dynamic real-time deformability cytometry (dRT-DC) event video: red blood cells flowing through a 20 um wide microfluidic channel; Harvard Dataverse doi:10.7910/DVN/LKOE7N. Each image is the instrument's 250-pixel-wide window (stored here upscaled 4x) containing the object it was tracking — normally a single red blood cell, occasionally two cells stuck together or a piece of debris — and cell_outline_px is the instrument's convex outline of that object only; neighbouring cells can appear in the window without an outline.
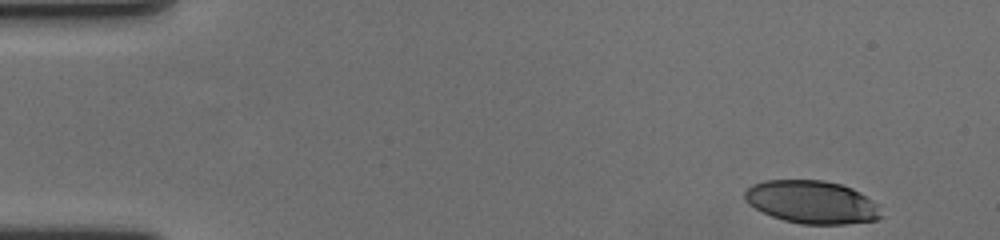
{"species": "human", "species_latin": "Homo sapiens", "temperature_condition": "cold", "stored_images_in_passage": 54, "camera_frame_rate_fps": 3000, "um_per_image_px": 0.085, "donor": {"sex": "female"}, "frame": {"image": 1, "passage_image": 1, "time_ms": 0.0, "image_size_px": [1000, 240], "cell_outline_px": [[884, 216], [876, 220], [844, 224], [800, 224], [784, 220], [772, 216], [748, 204], [744, 200], [744, 192], [752, 184], [764, 180], [824, 180], [840, 184], [852, 188], [860, 192], [880, 204]], "centroid_in_image_um": [69.05, 17.17], "position_along_channel_um": 15.9, "area_um2": 34.45}}
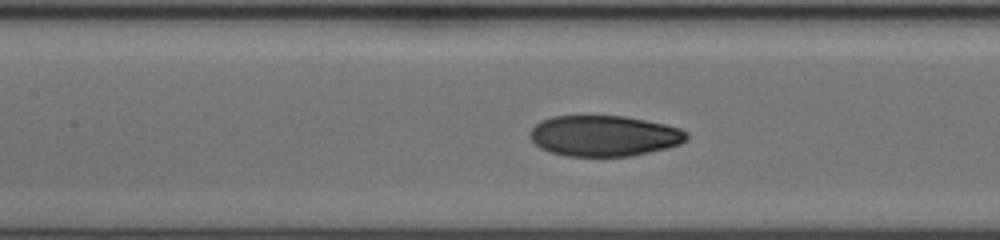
{"frame": {"image": 2, "passage_image": 23, "time_ms": 7.333, "image_size_px": [1000, 240], "cell_outline_px": [[688, 140], [680, 144], [632, 156], [568, 156], [548, 152], [540, 148], [528, 136], [528, 132], [540, 120], [552, 116], [624, 116], [664, 124], [680, 128], [688, 132]], "centroid_in_image_um": [51.32, 11.54], "position_along_channel_um": 156.1, "area_um2": 37.34}}
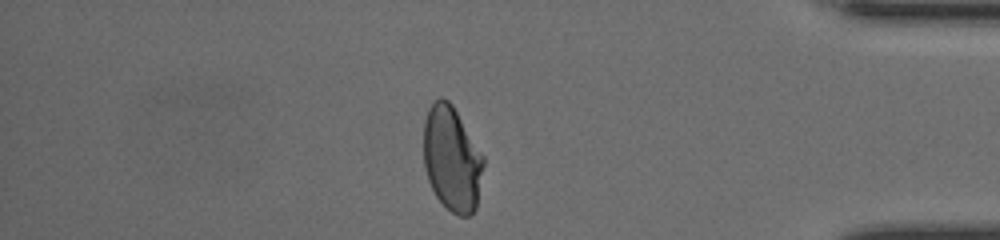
{"frame": {"image": 3, "passage_image": 46, "time_ms": 15.0, "image_size_px": [1000, 240], "cell_outline_px": [[484, 164], [476, 208], [468, 216], [460, 216], [452, 212], [436, 196], [428, 180], [424, 168], [424, 120], [428, 108], [440, 96], [448, 100], [452, 104], [484, 156]], "centroid_in_image_um": [38.41, 13.48], "position_along_channel_um": 396.8, "area_um2": 36.53}, "authors_computed_cell_mechanics": {"area_um2": 37.3099, "velocity_mm_per_s": 3.5609, "shape_relaxation_time_tau1_ms": 8.8399, "shape_relaxation_time_tau2_ms": 1.1736, "deformation_change_tau1": 0.2361, "deformation_change_tau2": 0.0524}}